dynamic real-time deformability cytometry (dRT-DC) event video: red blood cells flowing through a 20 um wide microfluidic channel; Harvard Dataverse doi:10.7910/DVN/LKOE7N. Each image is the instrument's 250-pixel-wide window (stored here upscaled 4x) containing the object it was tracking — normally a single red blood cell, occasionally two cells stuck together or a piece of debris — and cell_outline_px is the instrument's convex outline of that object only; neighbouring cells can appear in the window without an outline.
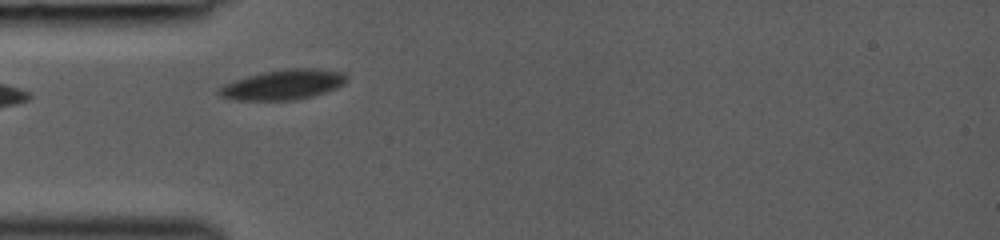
{"species": "common noctule bat (a hibernating species)", "species_latin": "Nyctalus noctula", "temperature_condition": "room temperature", "stored_images_in_passage": 10, "camera_frame_rate_fps": 3000, "um_per_image_px": 0.085, "animal": {"sex": "female", "body_mass_g": 19.0, "forearm_length_mm": 53.3}, "frame": {"image": 1, "passage_image": 1, "time_ms": 0.0, "image_size_px": [1000, 240], "cell_outline_px": [[348, 80], [344, 84], [336, 88], [312, 96], [292, 100], [236, 100], [220, 96], [216, 92], [216, 88], [224, 84], [248, 76], [264, 72], [284, 68], [320, 68], [344, 72]], "centroid_in_image_um": [24.07, 7.18], "position_along_channel_um": 60.9, "area_um2": 22.43}}
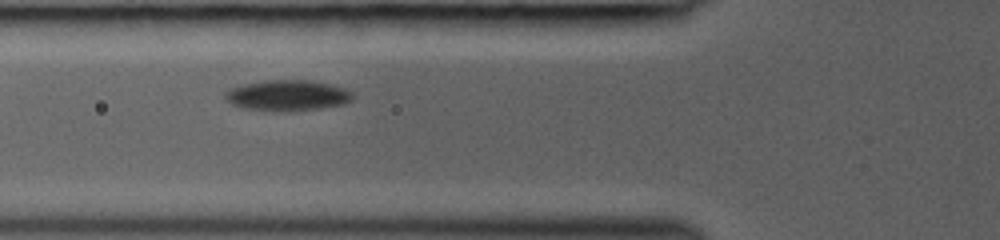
{"frame": {"image": 2, "passage_image": 4, "time_ms": 1.0, "image_size_px": [1000, 240], "cell_outline_px": [[352, 100], [344, 104], [320, 108], [288, 112], [272, 112], [240, 108], [232, 104], [224, 96], [224, 92], [232, 88], [244, 84], [268, 80], [304, 80], [332, 84], [344, 88], [352, 92]], "centroid_in_image_um": [24.42, 8.13], "position_along_channel_um": 101.4, "area_um2": 23.06}}
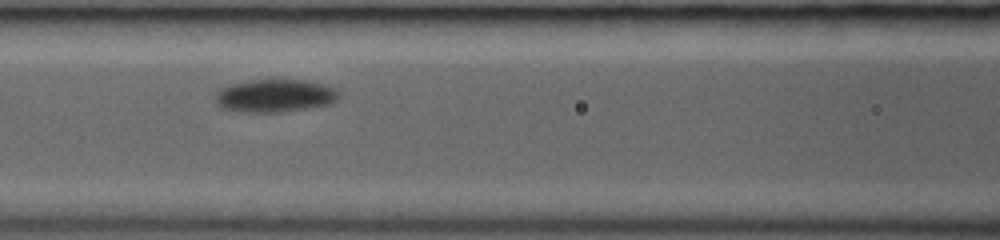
{"frame": {"image": 3, "passage_image": 7, "time_ms": 2.0, "image_size_px": [1000, 240], "cell_outline_px": [[340, 96], [332, 104], [308, 108], [280, 112], [240, 112], [220, 108], [216, 104], [216, 92], [220, 88], [232, 84], [252, 80], [304, 80], [324, 84], [336, 88]], "centroid_in_image_um": [23.37, 8.15], "position_along_channel_um": 143.2, "area_um2": 23.81}}